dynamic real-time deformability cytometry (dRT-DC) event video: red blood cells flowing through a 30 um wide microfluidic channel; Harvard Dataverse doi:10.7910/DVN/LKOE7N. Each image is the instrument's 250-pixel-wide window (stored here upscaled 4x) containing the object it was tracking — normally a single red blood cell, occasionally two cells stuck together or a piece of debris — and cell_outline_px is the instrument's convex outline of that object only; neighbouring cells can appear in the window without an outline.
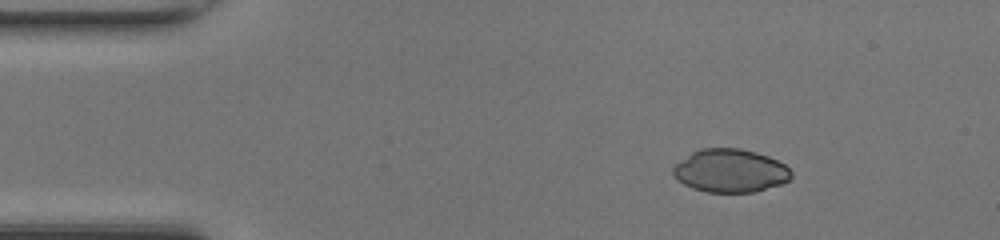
{"species": "common noctule bat (a hibernating species)", "species_latin": "Nyctalus noctula", "temperature_condition": "room temperature", "stored_images_in_passage": 42, "camera_frame_rate_fps": 3000, "um_per_image_px": 0.085, "animal": {"sex": "female", "body_mass_g": 17.0, "forearm_length_mm": 48.0}, "frame": {"image": 1, "passage_image": 1, "time_ms": 0.0, "image_size_px": [1000, 240], "cell_outline_px": [[792, 176], [788, 180], [780, 184], [752, 192], [708, 192], [692, 188], [676, 180], [672, 172], [672, 168], [676, 164], [692, 152], [700, 148], [740, 148], [756, 152], [768, 156], [784, 164], [792, 172]], "centroid_in_image_um": [62.05, 14.51], "position_along_channel_um": 23.0, "area_um2": 29.65}}
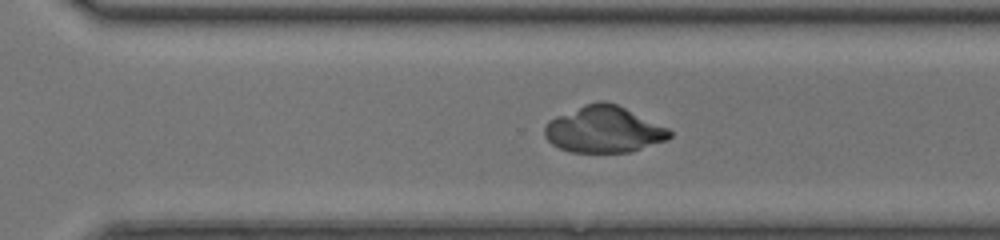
{"frame": {"image": 2, "passage_image": 27, "time_ms": 8.667, "image_size_px": [1000, 240], "cell_outline_px": [[672, 136], [668, 140], [632, 152], [572, 152], [560, 148], [552, 144], [544, 136], [544, 124], [548, 120], [556, 116], [584, 104], [600, 100], [604, 100], [616, 104], [668, 128], [672, 132]], "centroid_in_image_um": [51.32, 11.01], "position_along_channel_um": 319.3, "area_um2": 33.93}}
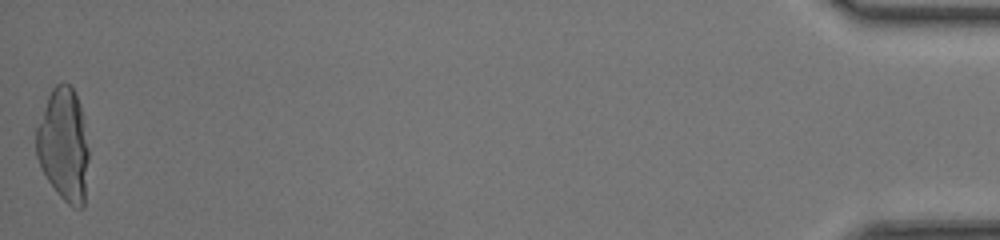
{"frame": {"image": 3, "passage_image": 42, "time_ms": 13.667, "image_size_px": [1000, 240], "cell_outline_px": [[88, 160], [84, 208], [72, 208], [56, 192], [48, 180], [36, 156], [36, 128], [48, 96], [52, 88], [56, 84], [68, 84], [72, 88], [80, 104], [84, 120], [88, 148]], "centroid_in_image_um": [5.42, 12.34], "position_along_channel_um": 429.8, "area_um2": 34.51}}